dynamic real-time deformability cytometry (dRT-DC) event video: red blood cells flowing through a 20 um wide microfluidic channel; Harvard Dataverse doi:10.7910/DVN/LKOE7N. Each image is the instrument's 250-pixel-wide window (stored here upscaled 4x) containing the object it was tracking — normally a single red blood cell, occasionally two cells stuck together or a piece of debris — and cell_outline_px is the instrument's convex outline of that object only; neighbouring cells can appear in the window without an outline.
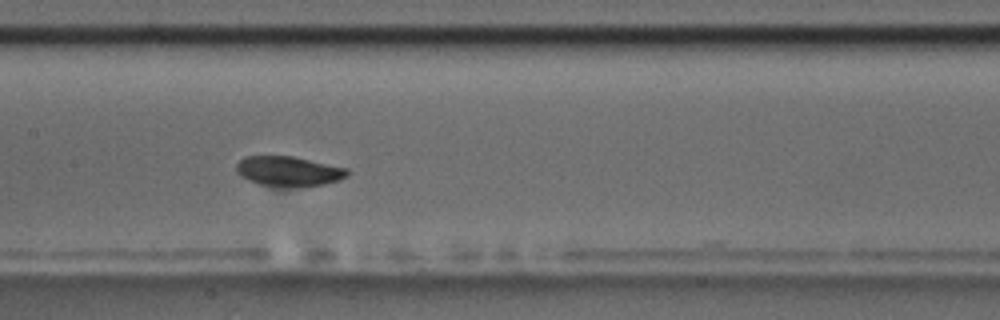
{"species": "common noctule bat (a hibernating species)", "species_latin": "Nyctalus noctula", "temperature_condition": "room temperature", "stored_images_in_passage": 10, "camera_frame_rate_fps": 3000, "um_per_image_px": 0.085, "animal": {"sex": "male", "body_mass_g": 17.5, "forearm_length_mm": 52.3}, "frame": {"image": 1, "passage_image": 6, "time_ms": 6.667, "image_size_px": [1000, 320], "cell_outline_px": [[348, 176], [340, 180], [324, 184], [260, 184], [248, 180], [240, 176], [236, 172], [236, 164], [244, 156], [292, 156], [348, 168]], "centroid_in_image_um": [24.51, 14.5], "position_along_channel_um": 182.9, "area_um2": 18.61}}
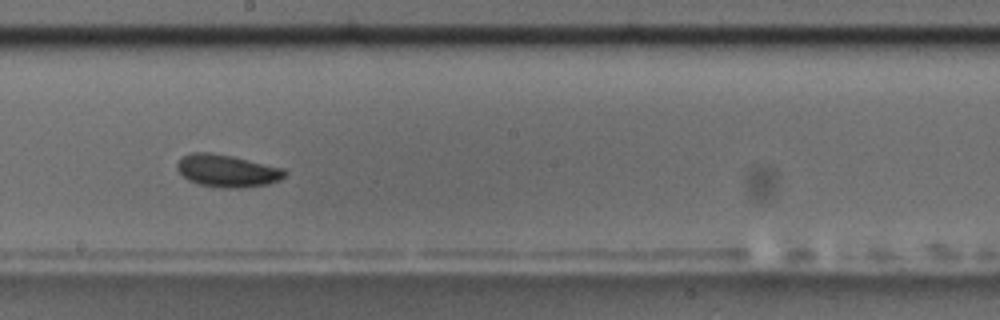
{"frame": {"image": 2, "passage_image": 7, "time_ms": 8.0, "image_size_px": [1000, 320], "cell_outline_px": [[288, 172], [280, 180], [268, 184], [240, 188], [220, 188], [200, 184], [188, 180], [176, 168], [176, 164], [184, 156], [192, 152], [212, 152], [232, 156], [284, 168]], "centroid_in_image_um": [19.33, 14.52], "position_along_channel_um": 228.9, "area_um2": 20.35}}
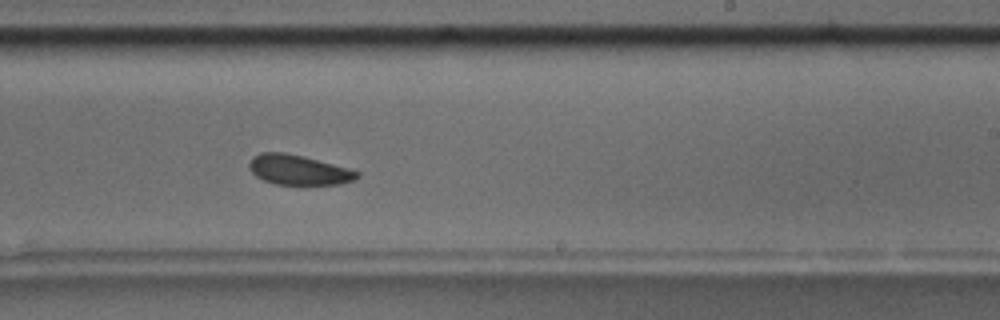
{"frame": {"image": 3, "passage_image": 8, "time_ms": 9.0, "image_size_px": [1000, 320], "cell_outline_px": [[360, 176], [352, 180], [340, 184], [276, 184], [264, 180], [256, 176], [252, 172], [248, 164], [252, 156], [260, 152], [284, 152], [304, 156], [348, 168], [360, 172]], "centroid_in_image_um": [25.36, 14.42], "position_along_channel_um": 263.6, "area_um2": 18.73}}